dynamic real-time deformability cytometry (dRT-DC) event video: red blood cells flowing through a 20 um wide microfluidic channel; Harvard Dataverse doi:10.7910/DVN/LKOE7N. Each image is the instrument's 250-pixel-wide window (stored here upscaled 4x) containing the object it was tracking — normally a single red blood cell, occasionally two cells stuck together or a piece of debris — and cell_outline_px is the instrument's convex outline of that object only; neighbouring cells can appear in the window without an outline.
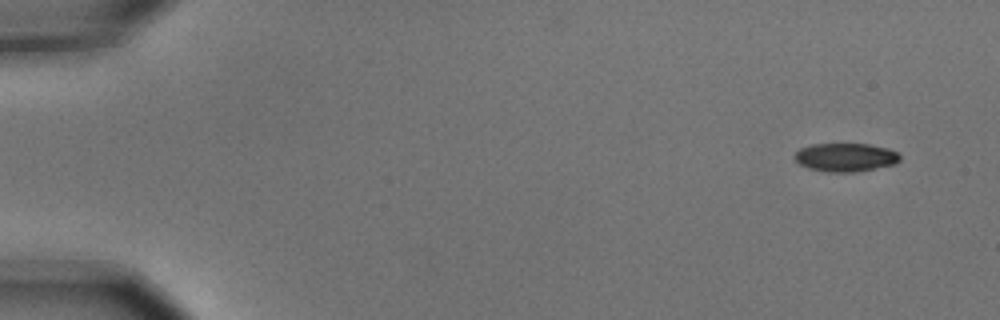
{"species": "common noctule bat (a hibernating species)", "species_latin": "Nyctalus noctula", "temperature_condition": "cold", "stored_images_in_passage": 5, "camera_frame_rate_fps": 3000, "um_per_image_px": 0.085, "animal": {"sex": "male", "body_mass_g": 15.6}, "frame": {"image": 1, "passage_image": 1, "time_ms": 0.0, "image_size_px": [1000, 320], "cell_outline_px": [[900, 160], [896, 164], [852, 172], [828, 172], [808, 168], [800, 164], [792, 156], [800, 148], [812, 144], [868, 144], [888, 148], [896, 152], [900, 156]], "centroid_in_image_um": [71.85, 13.37], "position_along_channel_um": 13.1, "area_um2": 17.4}}